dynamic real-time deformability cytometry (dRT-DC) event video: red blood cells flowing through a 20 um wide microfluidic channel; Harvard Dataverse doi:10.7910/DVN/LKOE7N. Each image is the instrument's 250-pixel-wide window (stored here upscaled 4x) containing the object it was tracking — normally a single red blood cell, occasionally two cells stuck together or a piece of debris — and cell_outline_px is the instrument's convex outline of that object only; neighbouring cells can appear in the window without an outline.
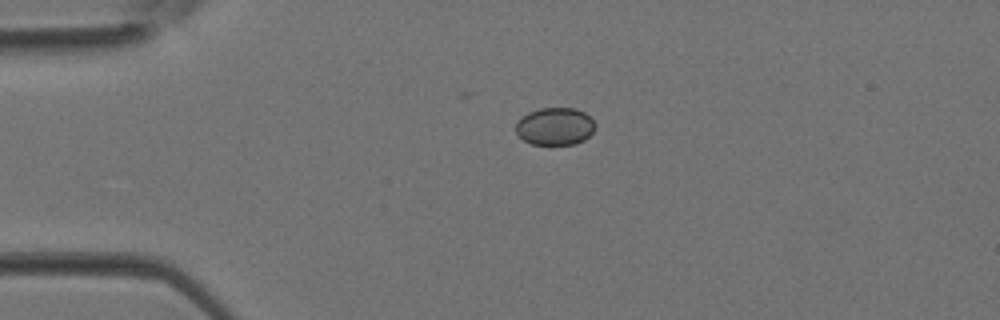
{"species": "Egyptian fruit bat (a non-hibernating species)", "species_latin": "Rousettus aegyptiacus", "temperature_condition": "room temperature", "stored_images_in_passage": 2, "camera_frame_rate_fps": 3000, "um_per_image_px": 0.085, "animal": {"sex": "female"}, "frame": {"image": 1, "passage_image": 1, "time_ms": 0.0, "image_size_px": [1000, 320], "cell_outline_px": [[596, 128], [584, 140], [576, 144], [532, 144], [524, 140], [516, 132], [516, 124], [528, 112], [540, 108], [576, 108], [584, 112], [596, 124]], "centroid_in_image_um": [47.2, 10.74], "position_along_channel_um": 37.8, "area_um2": 17.22}}
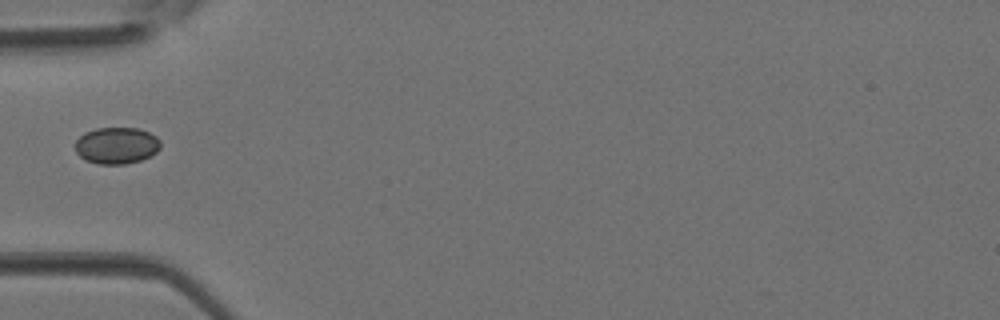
{"frame": {"image": 2, "passage_image": 2, "time_ms": 0.333, "image_size_px": [1000, 320], "cell_outline_px": [[160, 148], [156, 152], [140, 160], [124, 164], [96, 164], [84, 160], [76, 152], [76, 140], [84, 132], [96, 128], [136, 128], [148, 132], [156, 136], [160, 140]], "centroid_in_image_um": [9.89, 12.37], "position_along_channel_um": 75.1, "area_um2": 18.21}}